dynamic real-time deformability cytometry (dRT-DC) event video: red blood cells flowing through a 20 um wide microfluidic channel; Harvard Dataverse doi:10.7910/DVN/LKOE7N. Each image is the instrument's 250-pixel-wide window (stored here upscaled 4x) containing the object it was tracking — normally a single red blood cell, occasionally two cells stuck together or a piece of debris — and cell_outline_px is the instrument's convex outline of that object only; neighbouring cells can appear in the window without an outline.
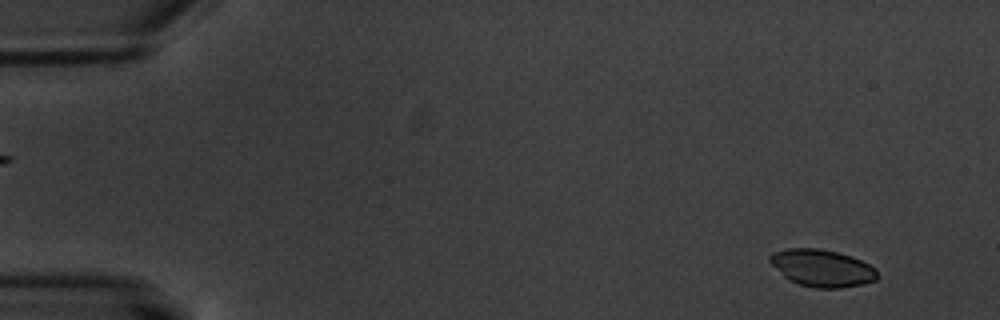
{"species": "common noctule bat (a hibernating species)", "species_latin": "Nyctalus noctula", "temperature_condition": "warm", "stored_images_in_passage": 5, "camera_frame_rate_fps": 3000, "um_per_image_px": 0.085, "animal": {"sex": "male", "body_mass_g": 20.1, "forearm_length_mm": 53.5}, "frame": {"image": 1, "passage_image": 1, "time_ms": 0.0, "image_size_px": [1000, 320], "cell_outline_px": [[880, 276], [876, 280], [864, 284], [840, 288], [812, 288], [788, 280], [768, 260], [768, 256], [772, 252], [788, 248], [820, 248], [852, 256], [876, 268]], "centroid_in_image_um": [69.89, 22.79], "position_along_channel_um": 15.1, "area_um2": 23.47}}